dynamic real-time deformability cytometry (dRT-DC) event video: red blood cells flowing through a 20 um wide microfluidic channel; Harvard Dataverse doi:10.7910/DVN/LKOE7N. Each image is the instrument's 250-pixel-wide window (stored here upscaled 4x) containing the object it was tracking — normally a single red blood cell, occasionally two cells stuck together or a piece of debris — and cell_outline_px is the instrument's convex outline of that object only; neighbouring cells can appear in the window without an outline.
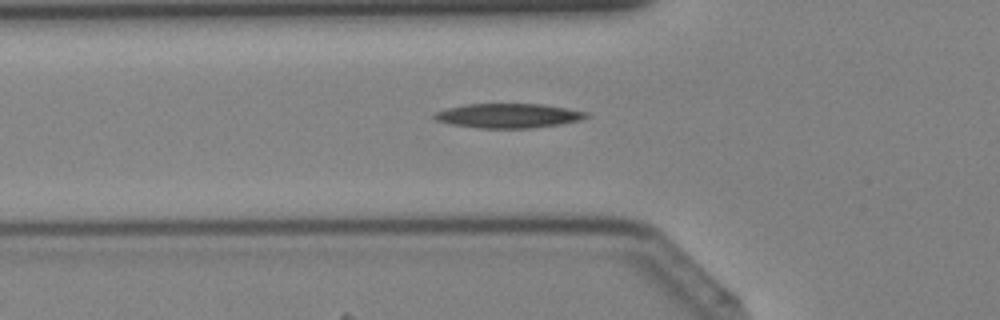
{"species": "Egyptian fruit bat (a non-hibernating species)", "species_latin": "Rousettus aegyptiacus", "temperature_condition": "cold", "stored_images_in_passage": 33, "camera_frame_rate_fps": 3000, "um_per_image_px": 0.085, "animal": {"sex": "female"}, "frame": {"image": 1, "passage_image": 6, "time_ms": 1.667, "image_size_px": [1000, 320], "cell_outline_px": [[588, 116], [580, 120], [532, 128], [476, 128], [452, 124], [436, 120], [432, 116], [436, 112], [448, 108], [464, 104], [540, 104], [588, 112]], "centroid_in_image_um": [43.16, 9.83], "position_along_channel_um": 82.6, "area_um2": 21.33}}
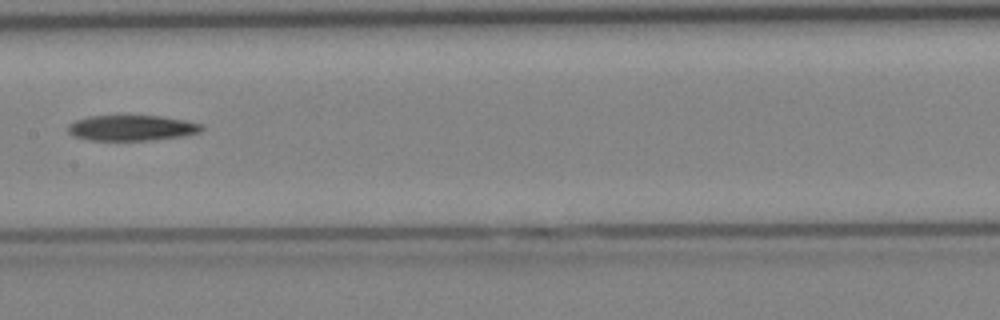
{"frame": {"image": 2, "passage_image": 13, "time_ms": 4.0, "image_size_px": [1000, 320], "cell_outline_px": [[204, 128], [200, 132], [184, 136], [156, 140], [88, 140], [72, 136], [68, 132], [68, 124], [76, 120], [88, 116], [160, 116], [184, 120], [204, 124]], "centroid_in_image_um": [11.21, 10.88], "position_along_channel_um": 196.2, "area_um2": 20.06}}
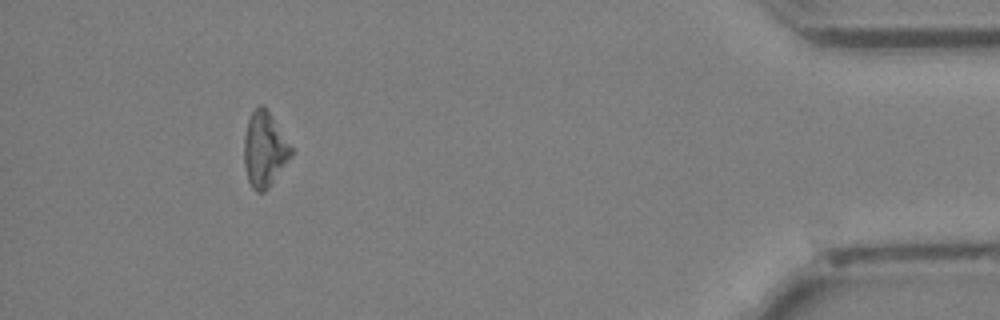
{"frame": {"image": 3, "passage_image": 30, "time_ms": 9.667, "image_size_px": [1000, 320], "cell_outline_px": [[292, 156], [268, 188], [264, 192], [256, 192], [252, 188], [248, 180], [244, 164], [244, 136], [248, 120], [252, 112], [260, 104], [264, 104], [268, 108], [292, 148]], "centroid_in_image_um": [22.48, 12.68], "position_along_channel_um": 412.7, "area_um2": 20.63}}